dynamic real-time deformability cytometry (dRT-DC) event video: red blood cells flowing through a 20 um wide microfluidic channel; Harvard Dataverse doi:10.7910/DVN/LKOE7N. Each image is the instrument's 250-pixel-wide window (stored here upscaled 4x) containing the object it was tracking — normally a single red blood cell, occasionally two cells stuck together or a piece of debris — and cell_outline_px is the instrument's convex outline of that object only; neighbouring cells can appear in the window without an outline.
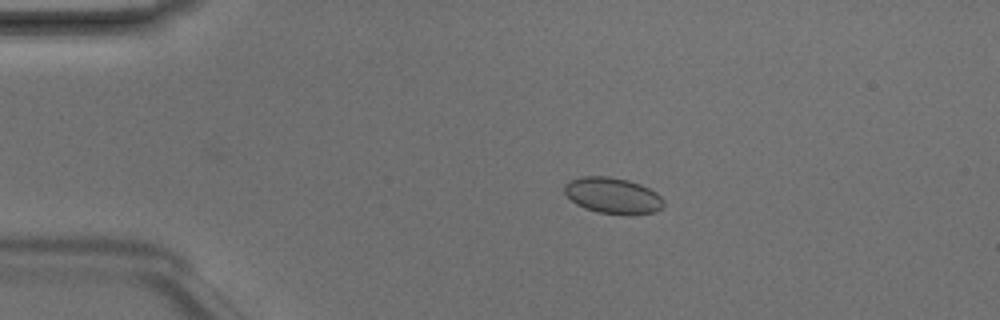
{"species": "Egyptian fruit bat (a non-hibernating species)", "species_latin": "Rousettus aegyptiacus", "temperature_condition": "room temperature", "stored_images_in_passage": 4, "camera_frame_rate_fps": 3000, "um_per_image_px": 0.085, "animal": {"sex": "male"}, "frame": {"image": 1, "passage_image": 2, "time_ms": 0.333, "image_size_px": [1000, 320], "cell_outline_px": [[664, 204], [656, 212], [628, 216], [596, 212], [584, 208], [576, 204], [564, 192], [564, 184], [580, 176], [608, 176], [628, 180], [640, 184], [656, 192], [664, 200]], "centroid_in_image_um": [52.1, 16.64], "position_along_channel_um": 32.9, "area_um2": 21.1}}
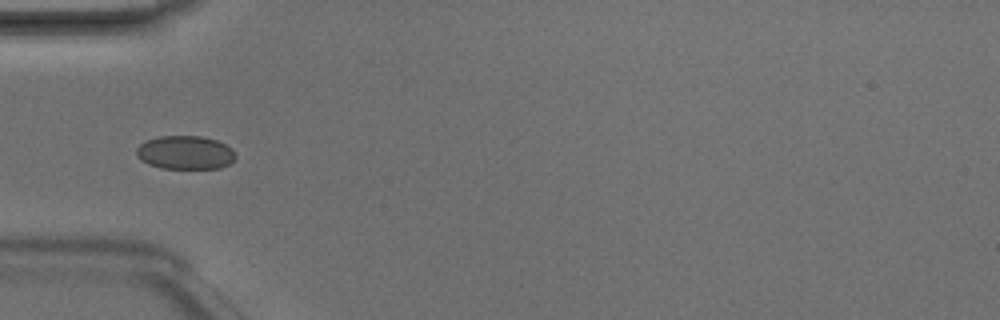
{"frame": {"image": 2, "passage_image": 4, "time_ms": 1.0, "image_size_px": [1000, 320], "cell_outline_px": [[236, 156], [228, 164], [220, 168], [160, 168], [148, 164], [140, 160], [136, 156], [136, 148], [140, 144], [148, 140], [160, 136], [200, 136], [216, 140], [232, 148]], "centroid_in_image_um": [15.72, 12.97], "position_along_channel_um": 69.3, "area_um2": 19.31}}